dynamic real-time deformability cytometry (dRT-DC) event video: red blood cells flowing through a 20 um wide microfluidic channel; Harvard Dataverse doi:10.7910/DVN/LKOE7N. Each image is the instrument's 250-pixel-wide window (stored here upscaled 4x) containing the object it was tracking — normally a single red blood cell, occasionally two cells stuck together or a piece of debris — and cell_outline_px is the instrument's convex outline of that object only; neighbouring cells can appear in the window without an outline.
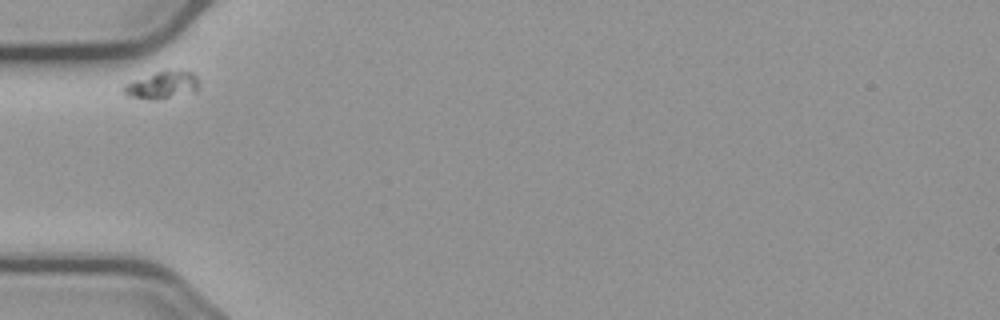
{"species": "common noctule bat (a hibernating species)", "species_latin": "Nyctalus noctula", "temperature_condition": "cold", "stored_images_in_passage": 5, "camera_frame_rate_fps": 3000, "um_per_image_px": 0.085, "animal": {"sex": "male", "body_mass_g": 23.1, "forearm_length_mm": 52.7}, "frame": {"image": 1, "passage_image": 1, "time_ms": 0.0, "image_size_px": [1000, 320], "cell_outline_px": [[200, 84], [196, 92], [168, 96], [128, 96], [124, 92], [124, 84], [164, 68], [192, 72], [196, 76]], "centroid_in_image_um": [13.88, 7.13], "position_along_channel_um": 71.1, "area_um2": 11.44}}